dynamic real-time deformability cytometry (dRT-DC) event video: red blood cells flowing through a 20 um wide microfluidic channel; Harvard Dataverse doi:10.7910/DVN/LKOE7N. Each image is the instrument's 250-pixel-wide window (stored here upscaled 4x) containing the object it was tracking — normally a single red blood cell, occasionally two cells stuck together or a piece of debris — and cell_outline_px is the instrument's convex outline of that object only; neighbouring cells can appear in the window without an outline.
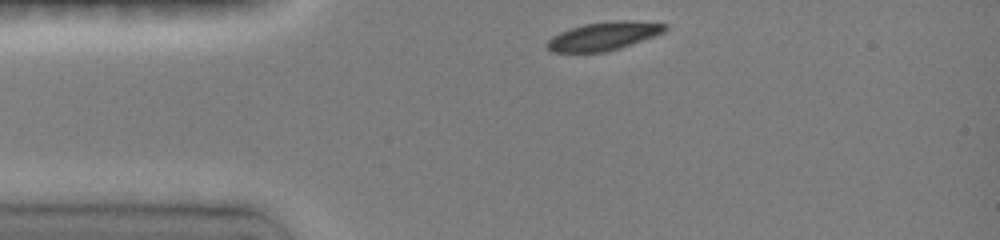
{"species": "common noctule bat (a hibernating species)", "species_latin": "Nyctalus noctula", "temperature_condition": "room temperature", "stored_images_in_passage": 2, "camera_frame_rate_fps": 3000, "um_per_image_px": 0.085, "animal": {"sex": "female", "body_mass_g": 19.0, "forearm_length_mm": 51.5}, "frame": {"image": 1, "passage_image": 1, "time_ms": 0.0, "image_size_px": [1000, 240], "cell_outline_px": [[668, 28], [664, 32], [604, 52], [552, 52], [544, 44], [552, 36], [560, 32], [584, 24], [612, 20], [632, 20], [668, 24]], "centroid_in_image_um": [51.28, 3.05], "position_along_channel_um": 33.7, "area_um2": 19.19}}